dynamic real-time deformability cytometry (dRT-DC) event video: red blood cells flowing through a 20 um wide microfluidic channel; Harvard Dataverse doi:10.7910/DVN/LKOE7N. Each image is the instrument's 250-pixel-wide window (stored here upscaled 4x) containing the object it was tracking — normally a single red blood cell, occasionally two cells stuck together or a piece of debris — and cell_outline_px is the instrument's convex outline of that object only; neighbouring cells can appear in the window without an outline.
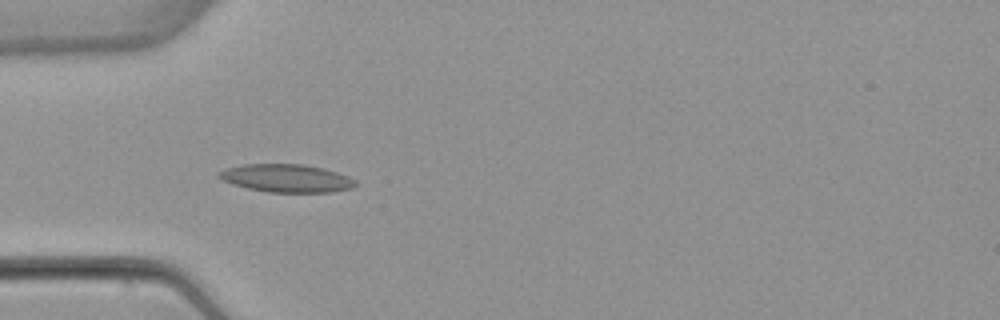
{"species": "common noctule bat (a hibernating species)", "species_latin": "Nyctalus noctula", "temperature_condition": "warm", "stored_images_in_passage": 11, "camera_frame_rate_fps": 3000, "um_per_image_px": 0.085, "animal": {"sex": "female", "body_mass_g": 22.7, "forearm_length_mm": 54.2}, "frame": {"image": 1, "passage_image": 4, "time_ms": 1.0, "image_size_px": [1000, 320], "cell_outline_px": [[356, 184], [352, 188], [332, 192], [268, 192], [248, 188], [232, 184], [216, 176], [216, 172], [224, 168], [244, 164], [304, 164], [336, 172], [348, 176], [356, 180]], "centroid_in_image_um": [24.31, 15.14], "position_along_channel_um": 60.7, "area_um2": 22.25}}
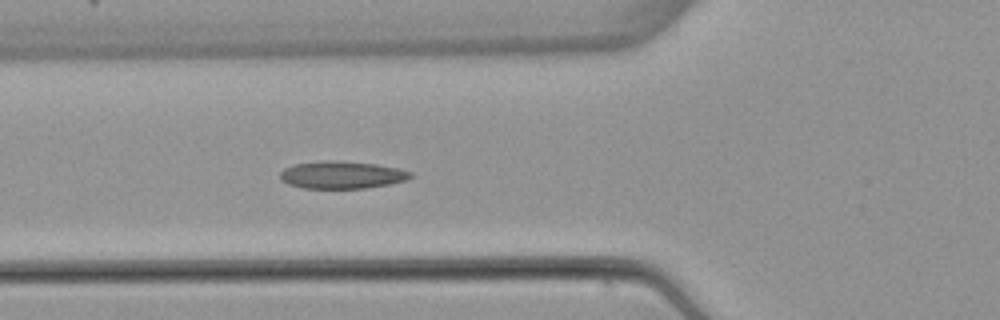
{"frame": {"image": 2, "passage_image": 7, "time_ms": 2.0, "image_size_px": [1000, 320], "cell_outline_px": [[412, 176], [404, 180], [388, 184], [364, 188], [304, 188], [288, 184], [280, 180], [280, 172], [284, 168], [292, 164], [324, 160], [332, 160], [376, 164], [400, 168], [412, 172]], "centroid_in_image_um": [29.01, 14.85], "position_along_channel_um": 96.8, "area_um2": 20.87}}